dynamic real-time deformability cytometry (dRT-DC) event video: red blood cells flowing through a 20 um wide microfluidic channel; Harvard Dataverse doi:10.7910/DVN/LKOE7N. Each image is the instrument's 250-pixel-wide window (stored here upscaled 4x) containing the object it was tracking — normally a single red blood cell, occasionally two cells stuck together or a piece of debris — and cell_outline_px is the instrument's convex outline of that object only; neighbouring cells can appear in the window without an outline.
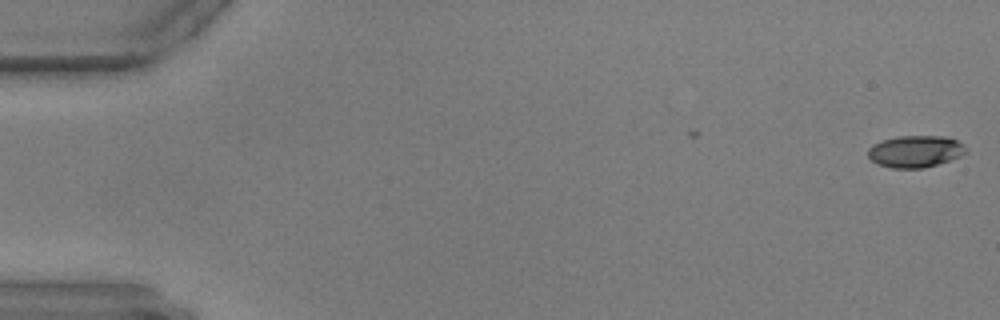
{"species": "common noctule bat (a hibernating species)", "species_latin": "Nyctalus noctula", "temperature_condition": "warm", "stored_images_in_passage": 7, "camera_frame_rate_fps": 3000, "um_per_image_px": 0.085, "animal": {"sex": "male", "body_mass_g": 17.9, "forearm_length_mm": 54.2}, "frame": {"image": 1, "passage_image": 1, "time_ms": 0.0, "image_size_px": [1000, 320], "cell_outline_px": [[968, 152], [960, 156], [924, 168], [892, 168], [880, 164], [872, 160], [868, 156], [868, 148], [884, 140], [900, 136], [944, 136], [956, 140], [964, 144]], "centroid_in_image_um": [77.84, 12.87], "position_along_channel_um": 7.2, "area_um2": 17.92}}